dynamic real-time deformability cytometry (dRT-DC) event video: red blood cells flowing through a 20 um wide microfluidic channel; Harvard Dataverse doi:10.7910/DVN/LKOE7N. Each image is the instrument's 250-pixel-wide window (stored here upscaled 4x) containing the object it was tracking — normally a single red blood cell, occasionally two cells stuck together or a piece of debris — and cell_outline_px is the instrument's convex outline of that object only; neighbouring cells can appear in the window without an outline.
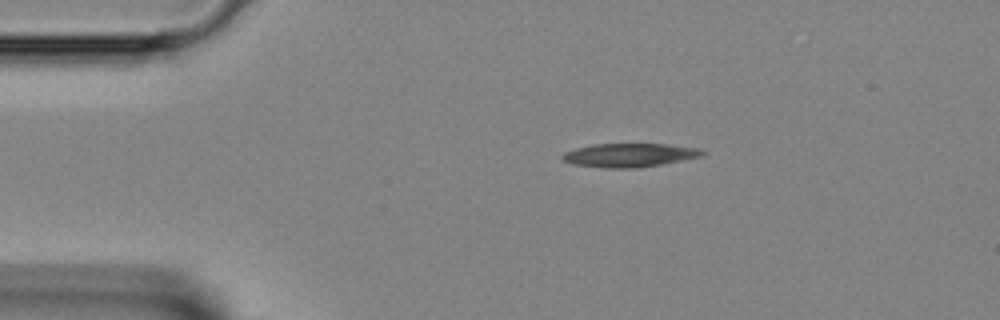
{"species": "Egyptian fruit bat (a non-hibernating species)", "species_latin": "Rousettus aegyptiacus", "temperature_condition": "room temperature", "stored_images_in_passage": 37, "camera_frame_rate_fps": 3000, "um_per_image_px": 0.085, "animal": {"sex": "female"}, "frame": {"image": 1, "passage_image": 1, "time_ms": 0.0, "image_size_px": [1000, 320], "cell_outline_px": [[704, 152], [700, 156], [660, 164], [636, 168], [604, 168], [572, 164], [564, 160], [560, 156], [564, 152], [576, 148], [592, 144], [664, 144], [700, 148]], "centroid_in_image_um": [53.43, 13.18], "position_along_channel_um": 31.6, "area_um2": 19.07}}
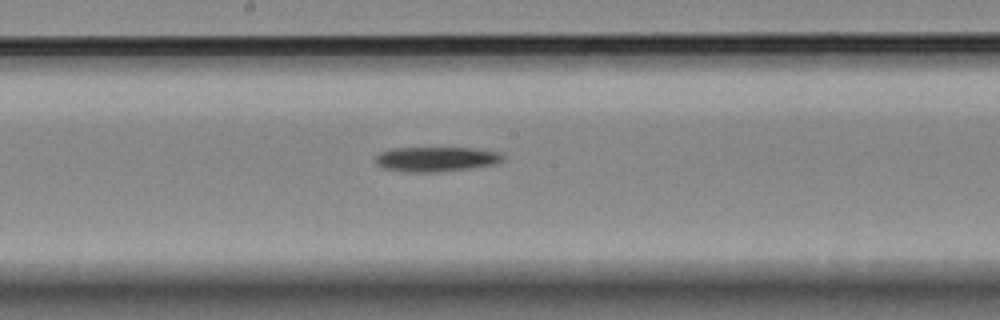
{"frame": {"image": 2, "passage_image": 16, "time_ms": 5.0, "image_size_px": [1000, 320], "cell_outline_px": [[504, 160], [496, 164], [440, 172], [404, 172], [384, 168], [376, 164], [376, 156], [380, 152], [392, 148], [472, 148], [500, 152], [504, 156]], "centroid_in_image_um": [37.07, 13.53], "position_along_channel_um": 211.1, "area_um2": 18.44}}
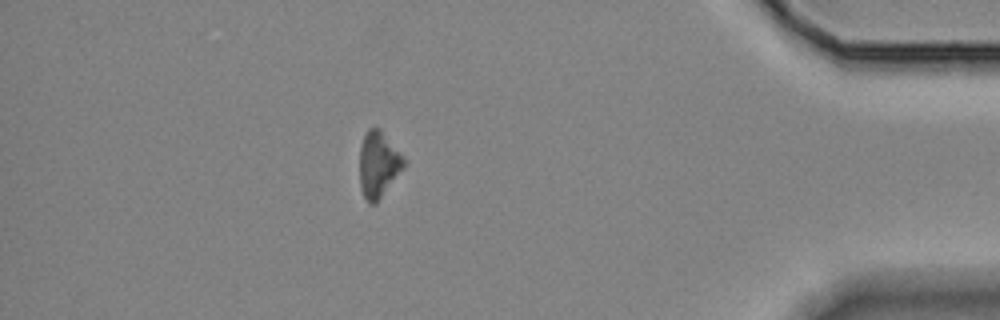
{"frame": {"image": 3, "passage_image": 32, "time_ms": 10.333, "image_size_px": [1000, 320], "cell_outline_px": [[408, 164], [376, 204], [368, 204], [360, 188], [360, 148], [364, 136], [368, 128], [380, 128], [404, 156]], "centroid_in_image_um": [32.2, 14.0], "position_along_channel_um": 403.0, "area_um2": 17.4}}